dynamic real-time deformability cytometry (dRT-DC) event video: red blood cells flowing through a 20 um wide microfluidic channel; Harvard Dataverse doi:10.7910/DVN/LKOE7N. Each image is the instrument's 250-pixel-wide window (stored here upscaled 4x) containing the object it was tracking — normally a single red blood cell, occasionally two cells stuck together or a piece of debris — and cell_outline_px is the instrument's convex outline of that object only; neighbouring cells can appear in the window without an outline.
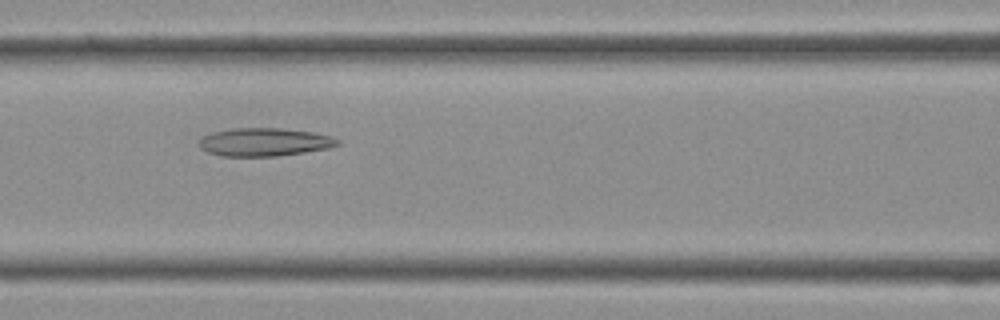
{"species": "Egyptian fruit bat (a non-hibernating species)", "species_latin": "Rousettus aegyptiacus", "temperature_condition": "cold", "stored_images_in_passage": 38, "camera_frame_rate_fps": 3000, "um_per_image_px": 0.085, "frame": {"image": 1, "passage_image": 16, "time_ms": 5.0, "image_size_px": [1000, 320], "cell_outline_px": [[340, 144], [328, 148], [304, 152], [276, 156], [220, 156], [208, 152], [200, 148], [200, 140], [204, 136], [212, 132], [232, 128], [280, 128], [312, 132], [332, 136], [340, 140]], "centroid_in_image_um": [22.48, 12.07], "position_along_channel_um": 144.1, "area_um2": 22.66}}
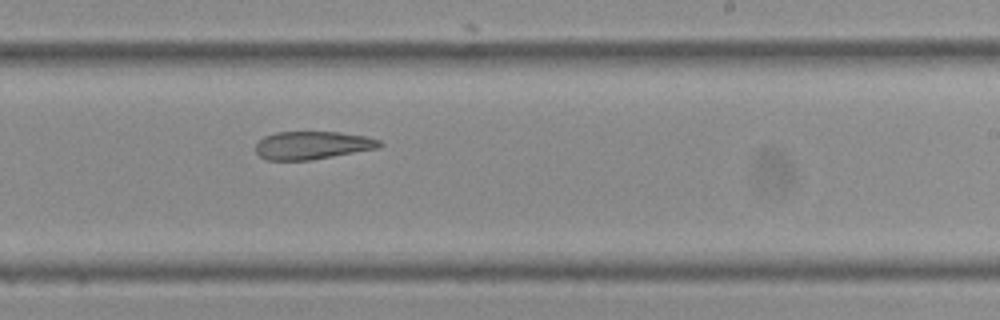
{"frame": {"image": 2, "passage_image": 23, "time_ms": 7.333, "image_size_px": [1000, 320], "cell_outline_px": [[384, 144], [380, 148], [312, 160], [264, 160], [256, 152], [256, 144], [264, 136], [276, 132], [340, 132], [368, 136], [380, 140]], "centroid_in_image_um": [26.59, 12.35], "position_along_channel_um": 262.4, "area_um2": 20.46}}
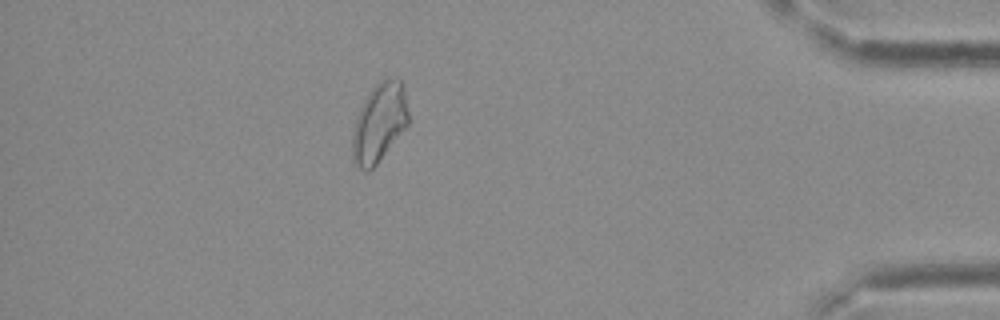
{"frame": {"image": 3, "passage_image": 34, "time_ms": 11.0, "image_size_px": [1000, 320], "cell_outline_px": [[408, 124], [376, 164], [368, 172], [364, 172], [356, 168], [352, 164], [352, 132], [356, 116], [368, 92], [380, 80], [388, 76], [400, 80], [404, 92], [408, 112]], "centroid_in_image_um": [32.19, 10.45], "position_along_channel_um": 403.0, "area_um2": 25.84}}